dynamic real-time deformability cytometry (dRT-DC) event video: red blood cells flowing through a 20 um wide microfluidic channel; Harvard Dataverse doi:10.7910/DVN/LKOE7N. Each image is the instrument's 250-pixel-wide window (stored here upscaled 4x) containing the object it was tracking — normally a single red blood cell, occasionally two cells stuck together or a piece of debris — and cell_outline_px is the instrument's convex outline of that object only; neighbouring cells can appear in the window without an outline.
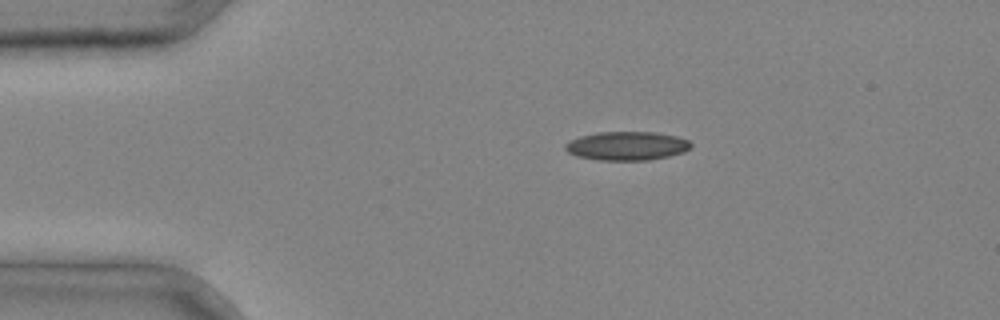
{"species": "common noctule bat (a hibernating species)", "species_latin": "Nyctalus noctula", "temperature_condition": "cold", "stored_images_in_passage": 3, "camera_frame_rate_fps": 3000, "um_per_image_px": 0.085, "animal": {"sex": "male", "body_mass_g": 20.4}, "frame": {"image": 1, "passage_image": 3, "time_ms": 0.667, "image_size_px": [1000, 320], "cell_outline_px": [[692, 148], [684, 152], [668, 156], [648, 160], [596, 160], [576, 156], [568, 152], [564, 148], [564, 144], [568, 140], [580, 136], [596, 132], [656, 132], [676, 136], [688, 140], [692, 144]], "centroid_in_image_um": [53.26, 12.4], "position_along_channel_um": 31.7, "area_um2": 21.27}}